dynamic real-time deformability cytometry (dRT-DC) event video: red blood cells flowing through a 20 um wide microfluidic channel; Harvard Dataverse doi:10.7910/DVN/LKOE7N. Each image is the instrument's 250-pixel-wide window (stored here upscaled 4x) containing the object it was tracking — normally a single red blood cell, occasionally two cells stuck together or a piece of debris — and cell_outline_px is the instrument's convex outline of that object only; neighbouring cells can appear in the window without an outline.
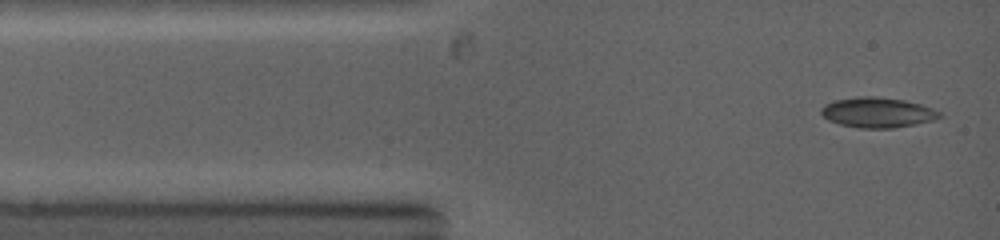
{"species": "common noctule bat (a hibernating species)", "species_latin": "Nyctalus noctula", "temperature_condition": "warm", "stored_images_in_passage": 15, "camera_frame_rate_fps": 5000, "um_per_image_px": 0.085, "animal": {"sex": "female", "body_mass_g": 19.0, "forearm_length_mm": 53.3}, "frame": {"image": 1, "passage_image": 1, "time_ms": 0.0, "image_size_px": [1000, 240], "cell_outline_px": [[944, 116], [932, 120], [916, 124], [892, 128], [860, 128], [840, 124], [828, 120], [820, 112], [820, 108], [824, 104], [836, 100], [860, 96], [876, 96], [904, 100], [920, 104], [932, 108], [940, 112]], "centroid_in_image_um": [74.59, 9.56], "position_along_channel_um": 10.4, "area_um2": 20.81}}
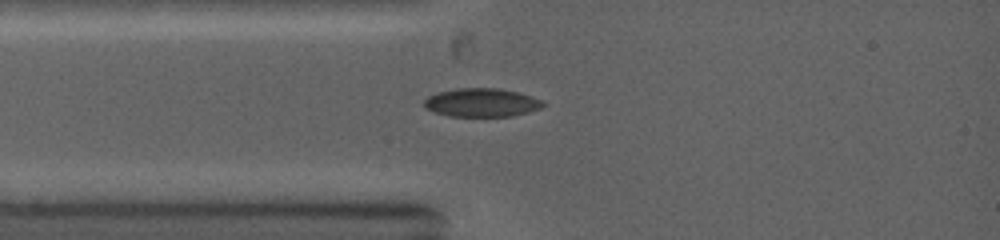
{"frame": {"image": 2, "passage_image": 7, "time_ms": 1.8, "image_size_px": [1000, 240], "cell_outline_px": [[548, 104], [540, 108], [528, 112], [512, 116], [448, 116], [424, 108], [424, 100], [428, 96], [436, 92], [456, 88], [496, 88], [520, 92], [544, 100]], "centroid_in_image_um": [40.97, 8.71], "position_along_channel_um": 44.0, "area_um2": 20.0}}